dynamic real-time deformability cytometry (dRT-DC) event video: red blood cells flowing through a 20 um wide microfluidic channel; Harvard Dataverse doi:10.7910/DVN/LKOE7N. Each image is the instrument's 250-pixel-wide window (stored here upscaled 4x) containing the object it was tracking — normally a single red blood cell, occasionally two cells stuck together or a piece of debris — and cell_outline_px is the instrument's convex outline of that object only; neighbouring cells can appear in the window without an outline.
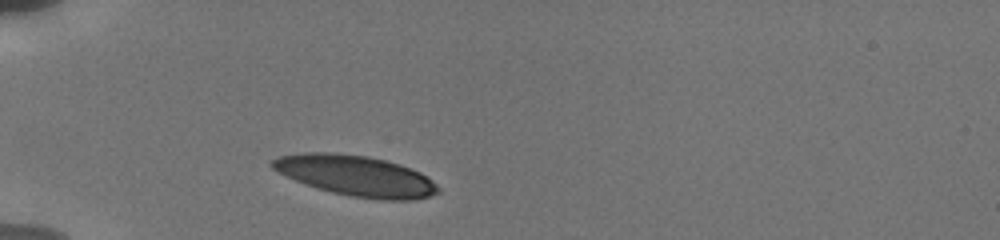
{"species": "human", "species_latin": "Homo sapiens", "temperature_condition": "cold", "stored_images_in_passage": 2, "camera_frame_rate_fps": 3000, "um_per_image_px": 0.085, "donor": {"sex": "male"}, "frame": {"image": 1, "passage_image": 1, "time_ms": 0.0, "image_size_px": [1000, 240], "cell_outline_px": [[440, 192], [416, 200], [380, 200], [348, 196], [332, 192], [304, 184], [272, 168], [268, 164], [272, 160], [280, 156], [304, 152], [328, 152], [368, 156], [400, 164], [420, 172], [432, 180], [440, 188]], "centroid_in_image_um": [30.27, 14.94], "position_along_channel_um": 54.7, "area_um2": 39.19}}